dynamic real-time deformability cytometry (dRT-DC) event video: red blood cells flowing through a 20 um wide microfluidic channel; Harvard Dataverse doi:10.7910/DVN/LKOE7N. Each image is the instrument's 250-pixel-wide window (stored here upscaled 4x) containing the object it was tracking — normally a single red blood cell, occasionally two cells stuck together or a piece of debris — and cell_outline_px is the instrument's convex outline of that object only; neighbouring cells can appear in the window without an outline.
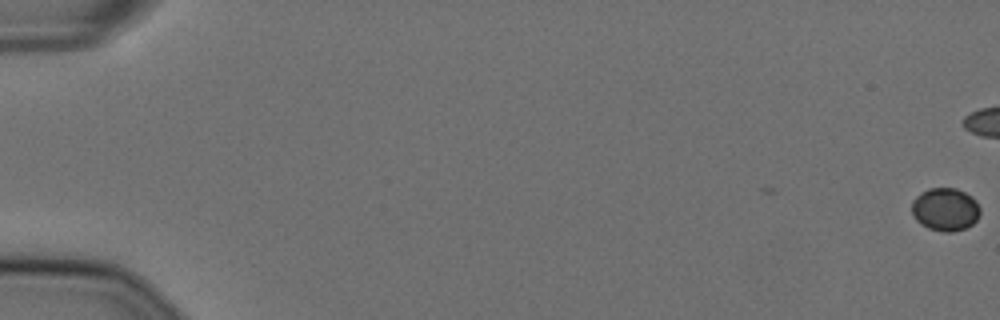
{"species": "Egyptian fruit bat (a non-hibernating species)", "species_latin": "Rousettus aegyptiacus", "temperature_condition": "cold", "stored_images_in_passage": 46, "camera_frame_rate_fps": 3000, "um_per_image_px": 0.085, "animal": {"sex": "female"}, "frame": {"image": 1, "passage_image": 1, "time_ms": 0.0, "image_size_px": [1000, 320], "cell_outline_px": [[980, 216], [972, 224], [964, 228], [952, 232], [944, 232], [928, 228], [920, 224], [912, 216], [912, 200], [920, 192], [928, 188], [956, 188], [972, 196], [976, 200], [980, 208]], "centroid_in_image_um": [80.34, 17.79], "position_along_channel_um": 4.7, "area_um2": 17.34}}
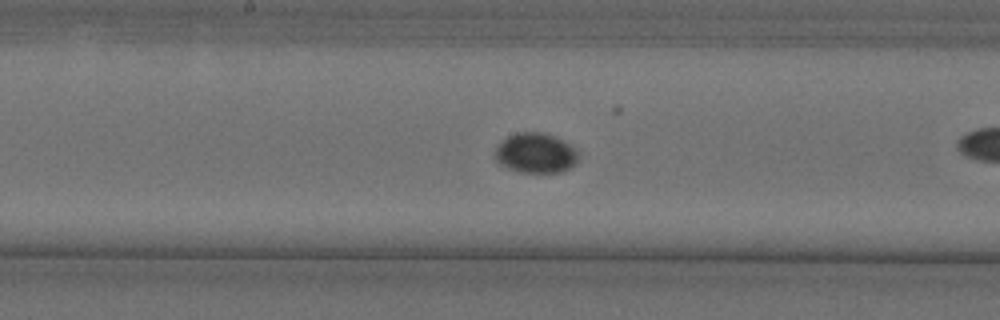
{"frame": {"image": 2, "passage_image": 32, "time_ms": 10.333, "image_size_px": [1000, 320], "cell_outline_px": [[580, 156], [576, 164], [572, 168], [560, 172], [516, 172], [500, 164], [496, 160], [492, 152], [496, 144], [508, 136], [516, 132], [544, 132], [556, 136], [576, 148]], "centroid_in_image_um": [45.52, 13.0], "position_along_channel_um": 202.7, "area_um2": 20.06}}
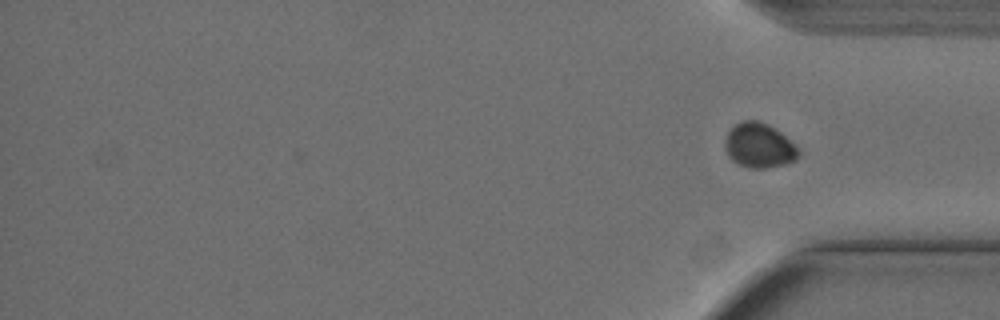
{"frame": {"image": 3, "passage_image": 46, "time_ms": 15.0, "image_size_px": [1000, 320], "cell_outline_px": [[800, 152], [796, 160], [784, 164], [764, 168], [752, 168], [740, 164], [732, 160], [728, 156], [724, 144], [724, 140], [728, 132], [740, 120], [756, 120], [768, 124], [780, 132], [796, 144], [800, 148]], "centroid_in_image_um": [64.54, 12.36], "position_along_channel_um": 370.7, "area_um2": 19.19}}